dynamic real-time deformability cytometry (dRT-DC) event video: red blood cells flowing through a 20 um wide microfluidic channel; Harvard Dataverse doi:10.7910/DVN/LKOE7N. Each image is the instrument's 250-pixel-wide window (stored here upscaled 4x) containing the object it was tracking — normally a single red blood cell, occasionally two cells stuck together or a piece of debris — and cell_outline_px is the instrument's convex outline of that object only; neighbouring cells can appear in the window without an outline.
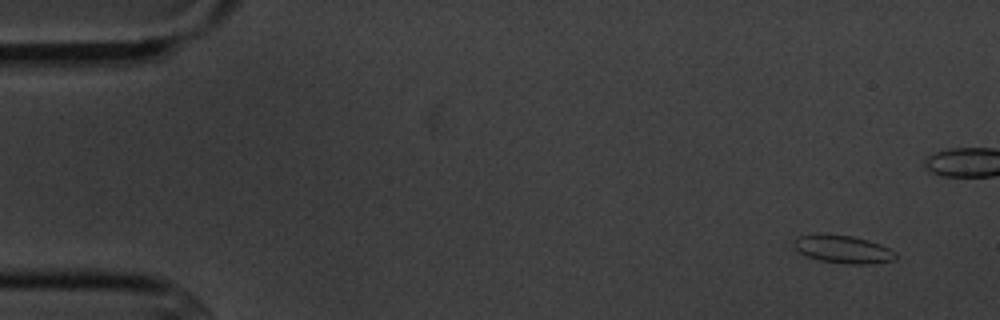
{"species": "common noctule bat (a hibernating species)", "species_latin": "Nyctalus noctula", "temperature_condition": "cold", "stored_images_in_passage": 7, "camera_frame_rate_fps": 3000, "um_per_image_px": 0.085, "animal": {"sex": "male", "body_mass_g": 20.1, "forearm_length_mm": 53.5}, "frame": {"image": 1, "passage_image": 1, "time_ms": 0.0, "image_size_px": [1000, 320], "cell_outline_px": [[896, 260], [868, 264], [848, 264], [820, 260], [804, 256], [792, 244], [796, 236], [816, 232], [852, 236], [868, 240], [880, 244], [896, 252]], "centroid_in_image_um": [71.61, 21.16], "position_along_channel_um": 13.4, "area_um2": 16.88}}
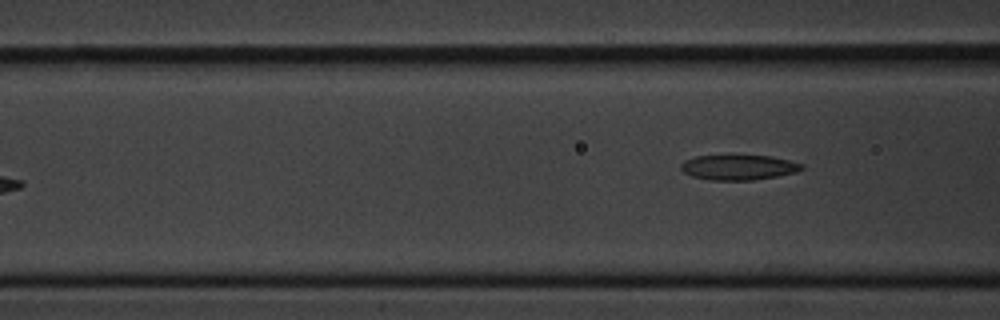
{"frame": {"image": 2, "passage_image": 7, "time_ms": 7.333, "image_size_px": [1000, 320], "cell_outline_px": [[804, 168], [796, 172], [776, 176], [752, 180], [708, 180], [692, 176], [684, 172], [680, 168], [680, 164], [684, 160], [696, 156], [772, 156], [804, 164]], "centroid_in_image_um": [62.77, 14.23], "position_along_channel_um": 103.8, "area_um2": 17.57}}